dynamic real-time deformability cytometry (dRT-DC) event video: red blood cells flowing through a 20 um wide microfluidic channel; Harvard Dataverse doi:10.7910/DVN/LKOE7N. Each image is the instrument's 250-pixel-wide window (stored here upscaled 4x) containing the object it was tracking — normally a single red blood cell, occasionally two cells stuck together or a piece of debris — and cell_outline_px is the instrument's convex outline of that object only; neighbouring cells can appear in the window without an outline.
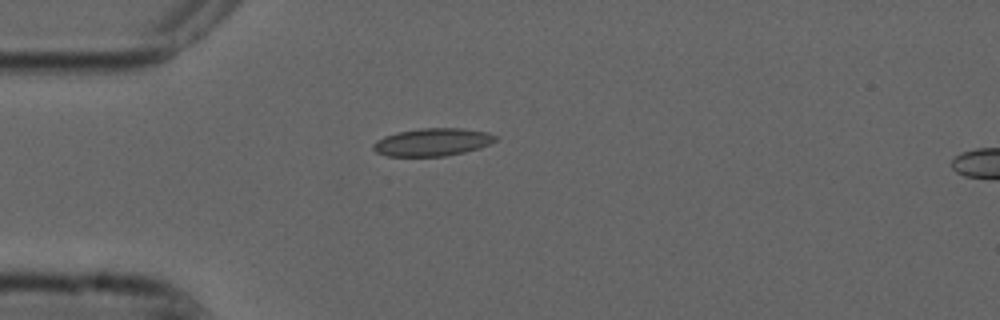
{"species": "common noctule bat (a hibernating species)", "species_latin": "Nyctalus noctula", "temperature_condition": "cold", "stored_images_in_passage": 41, "camera_frame_rate_fps": 3000, "um_per_image_px": 0.085, "animal": {"sex": "male", "forearm_length_mm": 52.5}, "frame": {"image": 1, "passage_image": 1, "time_ms": 0.0, "image_size_px": [1000, 320], "cell_outline_px": [[496, 140], [480, 148], [464, 152], [444, 156], [388, 156], [376, 152], [372, 148], [372, 144], [376, 140], [384, 136], [396, 132], [420, 128], [464, 128], [488, 132], [496, 136]], "centroid_in_image_um": [36.73, 12.07], "position_along_channel_um": 48.3, "area_um2": 19.83}}
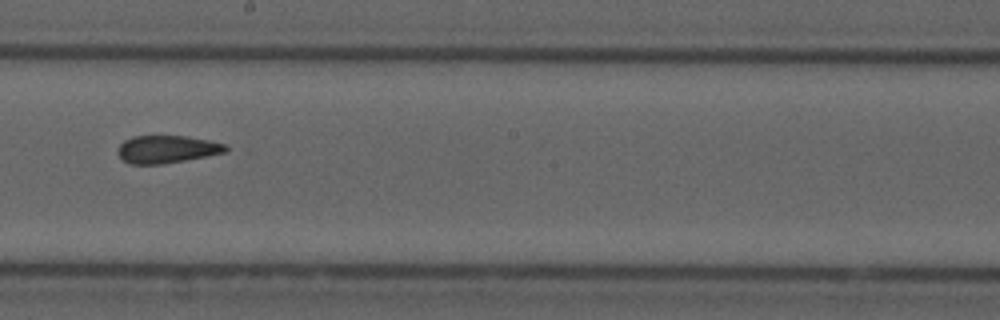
{"frame": {"image": 2, "passage_image": 17, "time_ms": 5.333, "image_size_px": [1000, 320], "cell_outline_px": [[228, 148], [224, 152], [184, 160], [160, 164], [132, 164], [124, 160], [116, 152], [120, 144], [124, 140], [132, 136], [184, 136], [208, 140], [224, 144]], "centroid_in_image_um": [14.13, 12.68], "position_along_channel_um": 234.1, "area_um2": 17.05}}
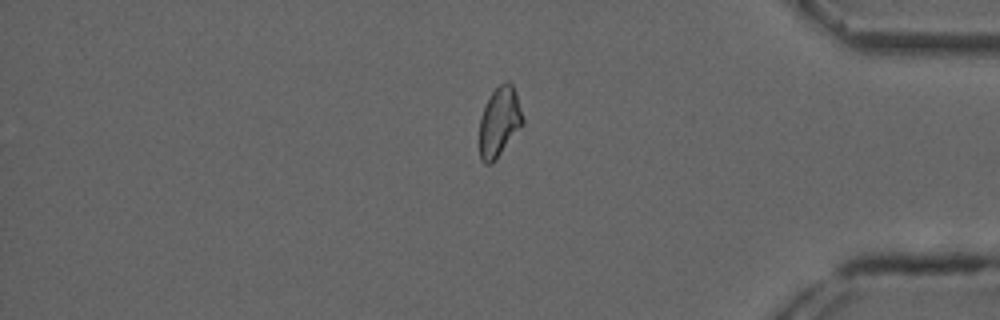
{"frame": {"image": 3, "passage_image": 32, "time_ms": 10.333, "image_size_px": [1000, 320], "cell_outline_px": [[524, 124], [492, 164], [484, 164], [480, 160], [480, 116], [492, 92], [500, 84], [508, 80], [512, 84], [516, 92], [524, 120]], "centroid_in_image_um": [42.46, 10.37], "position_along_channel_um": 392.7, "area_um2": 17.57}, "authors_computed_cell_mechanics": {"area_um2": 18.1492, "velocity_mm_per_s": 3.7236, "shape_relaxation_time_tau1_ms": null, "shape_relaxation_time_tau2_ms": 2.8613, "deformation_change_tau1": null, "deformation_change_tau2": 0.0695}}